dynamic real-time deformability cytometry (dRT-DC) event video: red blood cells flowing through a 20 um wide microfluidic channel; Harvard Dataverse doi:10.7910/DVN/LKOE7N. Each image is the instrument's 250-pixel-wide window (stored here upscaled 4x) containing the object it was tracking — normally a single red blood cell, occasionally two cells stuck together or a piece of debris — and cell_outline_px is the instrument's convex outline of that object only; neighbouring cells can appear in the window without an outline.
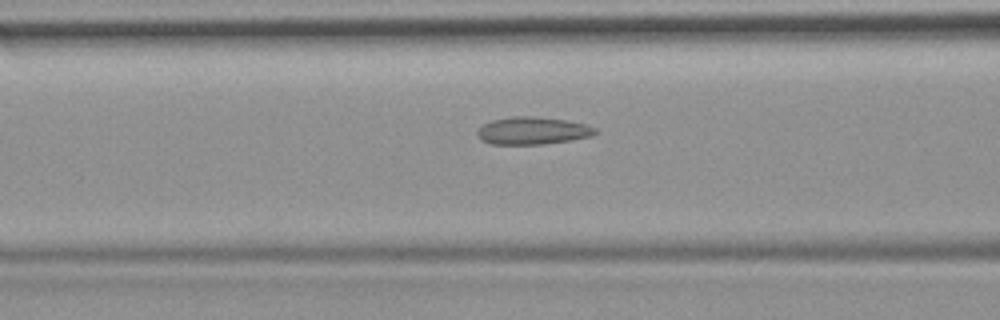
{"species": "common noctule bat (a hibernating species)", "species_latin": "Nyctalus noctula", "temperature_condition": "room temperature", "stored_images_in_passage": 31, "camera_frame_rate_fps": 3000, "um_per_image_px": 0.085, "animal": {"sex": "female", "body_mass_g": 19.9}, "frame": {"image": 1, "passage_image": 10, "time_ms": 3.0, "image_size_px": [1000, 320], "cell_outline_px": [[596, 132], [592, 136], [544, 144], [492, 144], [480, 140], [476, 132], [484, 124], [492, 120], [512, 116], [532, 116], [564, 120], [588, 124], [596, 128]], "centroid_in_image_um": [45.26, 11.11], "position_along_channel_um": 121.3, "area_um2": 18.79}}
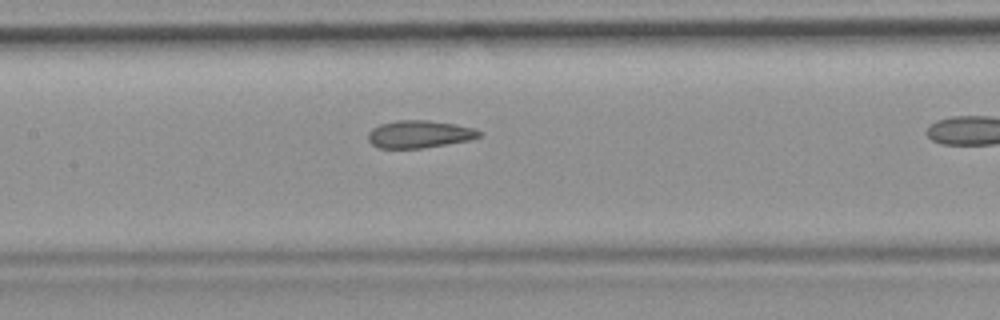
{"frame": {"image": 2, "passage_image": 14, "time_ms": 4.333, "image_size_px": [1000, 320], "cell_outline_px": [[484, 136], [468, 140], [424, 148], [380, 148], [372, 144], [368, 140], [368, 132], [372, 128], [380, 124], [396, 120], [428, 120], [456, 124], [472, 128], [484, 132]], "centroid_in_image_um": [35.66, 11.4], "position_along_channel_um": 171.7, "area_um2": 17.92}}